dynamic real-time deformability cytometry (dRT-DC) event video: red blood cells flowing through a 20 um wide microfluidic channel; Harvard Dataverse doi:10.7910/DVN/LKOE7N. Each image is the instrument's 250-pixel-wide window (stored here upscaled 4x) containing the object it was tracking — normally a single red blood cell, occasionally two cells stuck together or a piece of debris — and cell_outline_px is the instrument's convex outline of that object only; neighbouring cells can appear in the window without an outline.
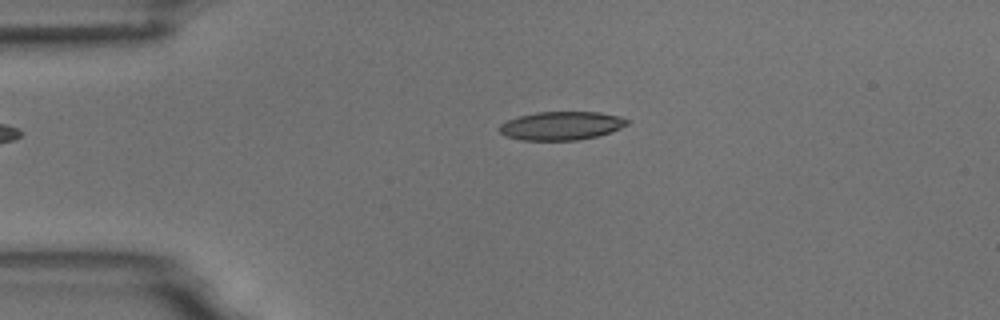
{"species": "common noctule bat (a hibernating species)", "species_latin": "Nyctalus noctula", "temperature_condition": "room temperature", "stored_images_in_passage": 2, "camera_frame_rate_fps": 3000, "um_per_image_px": 0.085, "animal": {"sex": "male", "body_mass_g": 18.8}, "frame": {"image": 1, "passage_image": 1, "time_ms": 0.0, "image_size_px": [1000, 320], "cell_outline_px": [[628, 124], [612, 132], [596, 136], [576, 140], [520, 140], [504, 136], [500, 132], [500, 124], [508, 120], [520, 116], [536, 112], [600, 112], [620, 116], [628, 120]], "centroid_in_image_um": [47.71, 10.69], "position_along_channel_um": 37.3, "area_um2": 21.15}}